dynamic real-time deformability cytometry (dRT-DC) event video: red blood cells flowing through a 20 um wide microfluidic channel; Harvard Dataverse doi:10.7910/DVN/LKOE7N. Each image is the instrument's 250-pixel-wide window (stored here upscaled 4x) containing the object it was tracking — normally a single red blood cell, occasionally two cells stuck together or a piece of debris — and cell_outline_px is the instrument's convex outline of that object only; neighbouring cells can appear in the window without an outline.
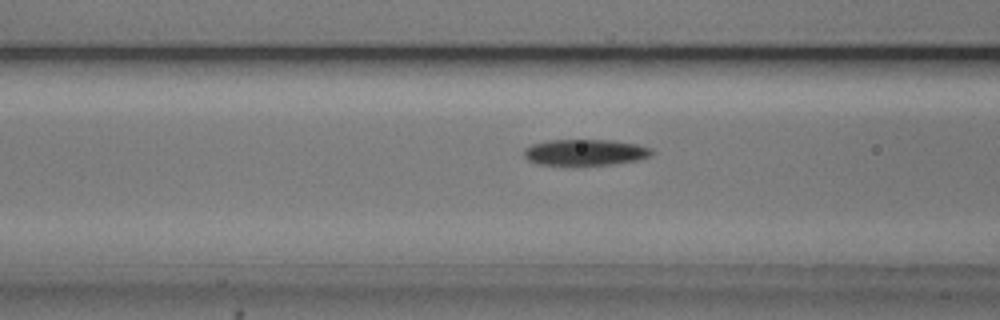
{"species": "common noctule bat (a hibernating species)", "species_latin": "Nyctalus noctula", "temperature_condition": "cold", "stored_images_in_passage": 54, "camera_frame_rate_fps": 3000, "um_per_image_px": 0.085, "animal": {"sex": "male", "body_mass_g": 20.5, "forearm_length_mm": 52.5}, "frame": {"image": 1, "passage_image": 21, "time_ms": 6.667, "image_size_px": [1000, 320], "cell_outline_px": [[656, 152], [652, 156], [640, 160], [612, 164], [536, 164], [528, 160], [524, 156], [524, 148], [532, 144], [548, 140], [612, 140], [636, 144], [652, 148]], "centroid_in_image_um": [49.79, 12.94], "position_along_channel_um": 116.8, "area_um2": 19.48}}
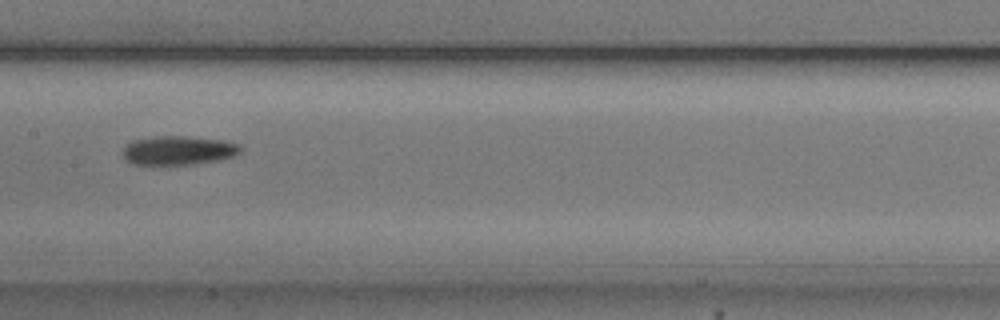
{"frame": {"image": 2, "passage_image": 27, "time_ms": 8.667, "image_size_px": [1000, 320], "cell_outline_px": [[244, 148], [236, 156], [220, 160], [192, 164], [132, 164], [124, 160], [120, 152], [132, 140], [156, 136], [184, 136], [224, 140], [240, 144]], "centroid_in_image_um": [15.18, 12.78], "position_along_channel_um": 192.2, "area_um2": 20.17}}
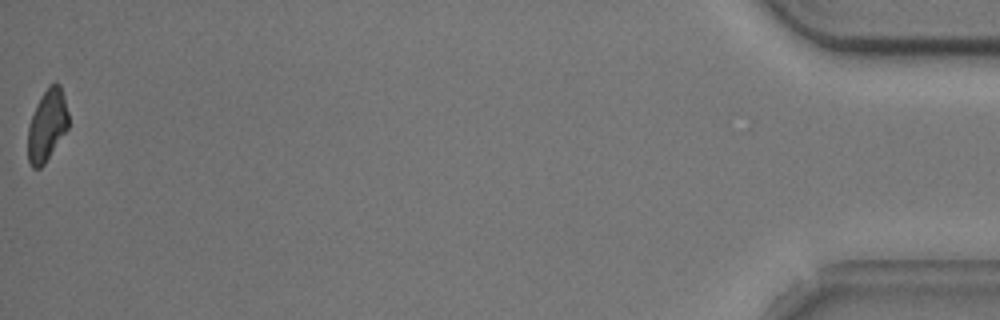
{"frame": {"image": 3, "passage_image": 54, "time_ms": 17.667, "image_size_px": [1000, 320], "cell_outline_px": [[68, 128], [44, 164], [40, 168], [32, 168], [28, 160], [28, 128], [36, 104], [40, 96], [48, 84], [56, 80], [60, 84], [64, 96], [68, 112]], "centroid_in_image_um": [4.0, 10.6], "position_along_channel_um": 431.2, "area_um2": 17.05}, "authors_computed_cell_mechanics": {"area_um2": 19.2474, "velocity_mm_per_s": 3.745, "shape_relaxation_time_tau1_ms": 3.6626, "shape_relaxation_time_tau2_ms": null, "deformation_change_tau1": 0.1231, "deformation_change_tau2": null}}